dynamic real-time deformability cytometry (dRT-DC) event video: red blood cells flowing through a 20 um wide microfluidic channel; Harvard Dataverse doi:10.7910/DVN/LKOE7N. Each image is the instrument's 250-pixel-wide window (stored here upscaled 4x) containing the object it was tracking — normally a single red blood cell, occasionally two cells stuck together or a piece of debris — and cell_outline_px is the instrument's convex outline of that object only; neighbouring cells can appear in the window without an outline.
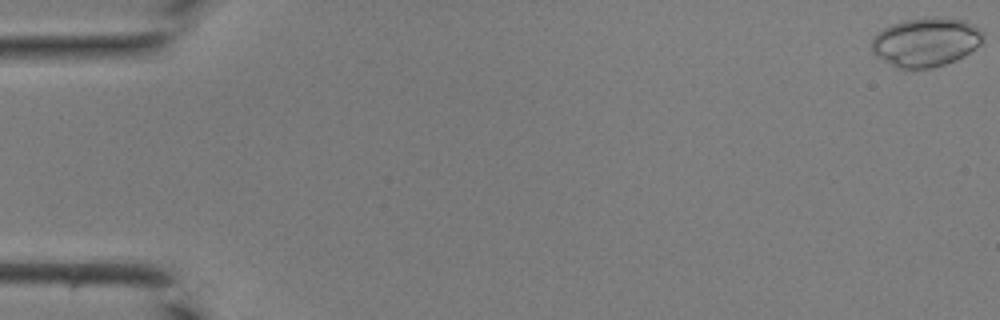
{"species": "common noctule bat (a hibernating species)", "species_latin": "Nyctalus noctula", "temperature_condition": "room temperature", "stored_images_in_passage": 44, "camera_frame_rate_fps": 3000, "um_per_image_px": 0.085, "animal": {"sex": "male", "body_mass_g": 19.0, "forearm_length_mm": 50.8}, "frame": {"image": 1, "passage_image": 1, "time_ms": 0.0, "image_size_px": [1000, 320], "cell_outline_px": [[984, 32], [980, 44], [976, 48], [964, 56], [956, 60], [932, 68], [900, 68], [876, 56], [872, 52], [872, 36], [876, 32], [892, 24], [908, 20], [936, 16], [964, 20], [980, 28]], "centroid_in_image_um": [78.71, 3.56], "position_along_channel_um": 6.3, "area_um2": 31.73}}
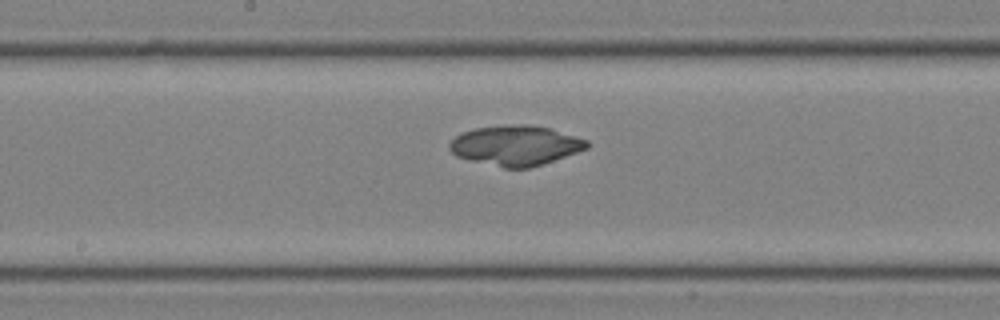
{"frame": {"image": 2, "passage_image": 24, "time_ms": 7.667, "image_size_px": [1000, 320], "cell_outline_px": [[592, 144], [588, 148], [544, 164], [528, 168], [504, 168], [456, 156], [448, 148], [448, 144], [456, 136], [464, 132], [476, 128], [504, 124], [528, 124], [552, 128], [588, 140]], "centroid_in_image_um": [43.87, 12.35], "position_along_channel_um": 204.3, "area_um2": 32.19}}
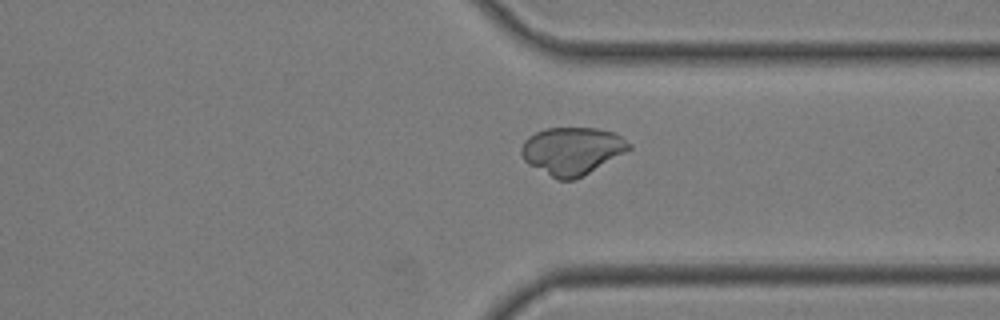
{"frame": {"image": 3, "passage_image": 34, "time_ms": 11.0, "image_size_px": [1000, 320], "cell_outline_px": [[632, 148], [576, 180], [556, 180], [528, 164], [524, 160], [520, 152], [520, 148], [524, 140], [528, 136], [536, 132], [548, 128], [596, 128], [616, 132], [632, 144]], "centroid_in_image_um": [48.62, 12.82], "position_along_channel_um": 362.8, "area_um2": 30.06}}